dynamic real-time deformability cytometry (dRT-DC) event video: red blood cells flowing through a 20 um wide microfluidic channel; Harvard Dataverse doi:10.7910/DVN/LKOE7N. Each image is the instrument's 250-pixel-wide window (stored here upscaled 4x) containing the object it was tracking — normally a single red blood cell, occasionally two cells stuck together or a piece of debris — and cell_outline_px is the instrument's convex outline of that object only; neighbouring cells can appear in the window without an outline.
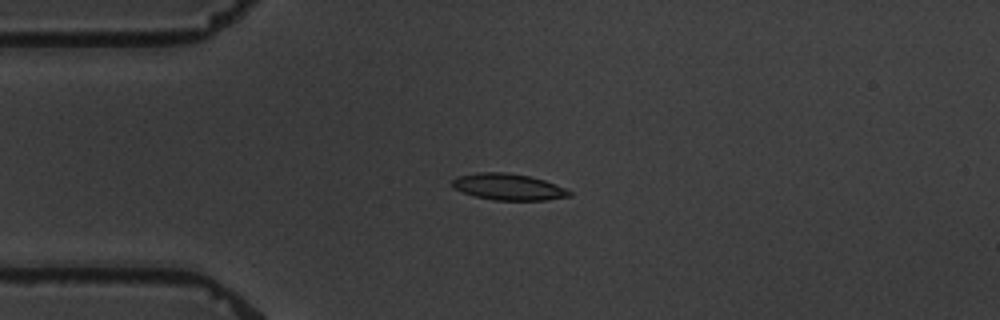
{"species": "common noctule bat (a hibernating species)", "species_latin": "Nyctalus noctula", "temperature_condition": "warm", "stored_images_in_passage": 7, "camera_frame_rate_fps": 3000, "um_per_image_px": 0.085, "animal": {"sex": "male", "body_mass_g": 19.5, "forearm_length_mm": 54.6}, "frame": {"image": 1, "passage_image": 3, "time_ms": 2.0, "image_size_px": [1000, 320], "cell_outline_px": [[572, 196], [548, 200], [492, 200], [476, 196], [452, 188], [452, 180], [456, 176], [476, 172], [508, 172], [528, 176], [544, 180], [564, 188], [572, 192]], "centroid_in_image_um": [43.19, 15.88], "position_along_channel_um": 41.8, "area_um2": 18.09}}
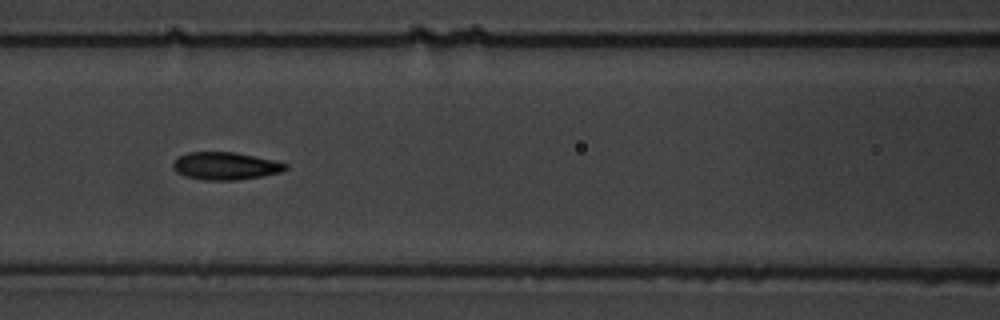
{"frame": {"image": 2, "passage_image": 6, "time_ms": 5.667, "image_size_px": [1000, 320], "cell_outline_px": [[288, 168], [280, 172], [260, 176], [236, 180], [204, 180], [184, 176], [176, 172], [172, 168], [172, 164], [180, 156], [188, 152], [236, 152], [272, 160], [288, 164]], "centroid_in_image_um": [19.13, 14.11], "position_along_channel_um": 147.5, "area_um2": 17.98}}
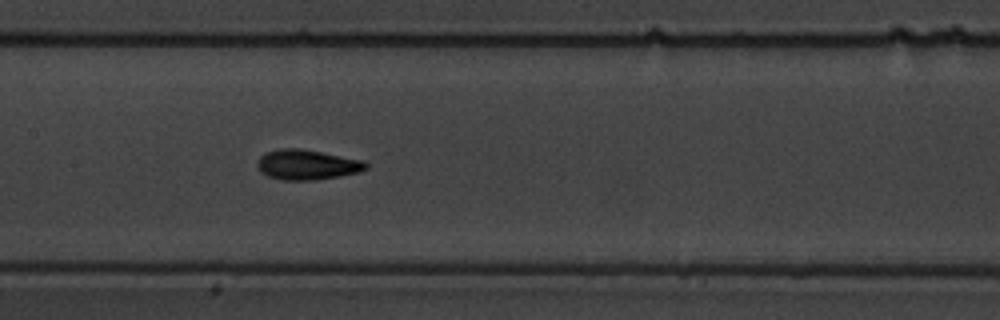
{"frame": {"image": 3, "passage_image": 7, "time_ms": 6.667, "image_size_px": [1000, 320], "cell_outline_px": [[368, 168], [360, 172], [340, 176], [316, 180], [280, 180], [268, 176], [260, 172], [256, 164], [260, 156], [264, 152], [276, 148], [300, 148], [364, 160], [368, 164]], "centroid_in_image_um": [26.08, 13.99], "position_along_channel_um": 181.3, "area_um2": 19.36}}